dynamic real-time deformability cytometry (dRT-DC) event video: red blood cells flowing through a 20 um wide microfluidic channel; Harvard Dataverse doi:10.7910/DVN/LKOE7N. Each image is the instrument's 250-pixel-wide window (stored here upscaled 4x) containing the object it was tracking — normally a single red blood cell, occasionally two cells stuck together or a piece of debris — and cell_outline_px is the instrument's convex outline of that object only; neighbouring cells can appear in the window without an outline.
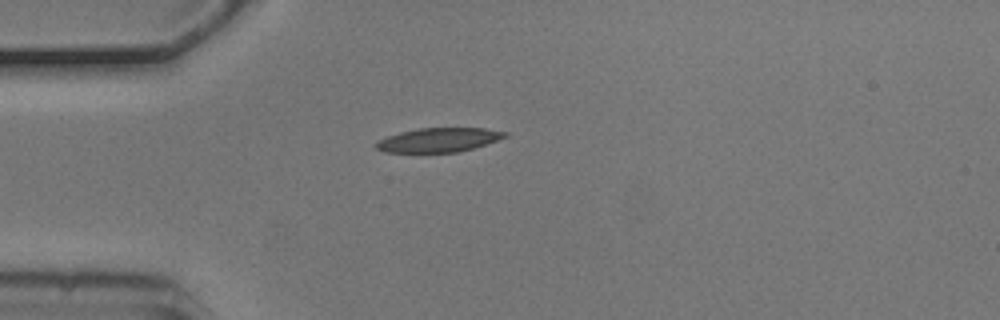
{"species": "common noctule bat (a hibernating species)", "species_latin": "Nyctalus noctula", "temperature_condition": "cold", "stored_images_in_passage": 1, "camera_frame_rate_fps": 3000, "um_per_image_px": 0.085, "animal": {"sex": "male", "body_mass_g": 20.5, "forearm_length_mm": 52.5}, "frame": {"image": 1, "passage_image": 1, "time_ms": 0.0, "image_size_px": [1000, 320], "cell_outline_px": [[508, 136], [472, 148], [456, 152], [384, 152], [376, 148], [372, 144], [376, 140], [400, 132], [420, 128], [484, 128], [508, 132]], "centroid_in_image_um": [37.23, 11.89], "position_along_channel_um": 47.8, "area_um2": 18.03}}